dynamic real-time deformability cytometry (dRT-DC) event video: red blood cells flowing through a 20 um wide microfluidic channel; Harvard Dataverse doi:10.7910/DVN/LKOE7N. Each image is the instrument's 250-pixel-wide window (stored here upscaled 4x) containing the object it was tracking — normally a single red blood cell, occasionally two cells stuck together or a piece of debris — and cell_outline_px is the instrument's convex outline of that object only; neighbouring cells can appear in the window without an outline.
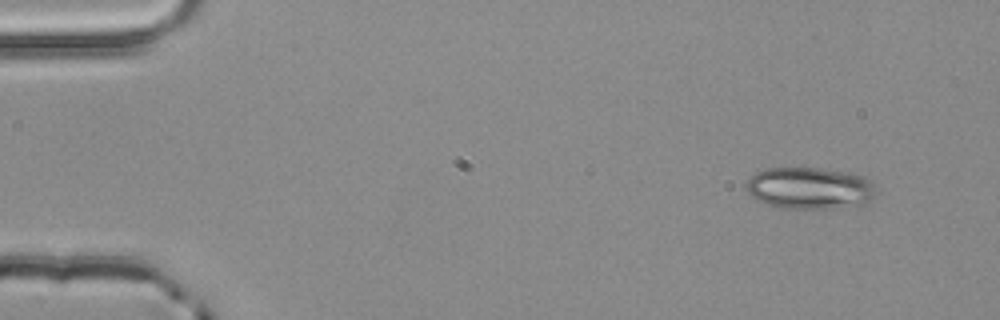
{"species": "common noctule bat (a hibernating species)", "species_latin": "Nyctalus noctula", "temperature_condition": "room temperature", "stored_images_in_passage": 4, "camera_frame_rate_fps": 3000, "um_per_image_px": 0.085, "animal": {"sex": "male", "body_mass_g": 20.4}, "frame": {"image": 1, "passage_image": 1, "time_ms": 0.0, "image_size_px": [1000, 320], "cell_outline_px": [[876, 184], [872, 196], [864, 204], [840, 208], [784, 208], [768, 204], [756, 200], [744, 188], [744, 184], [756, 172], [768, 168], [820, 168], [848, 172], [864, 176], [872, 180]], "centroid_in_image_um": [68.82, 15.98], "position_along_channel_um": 16.2, "area_um2": 31.73}}